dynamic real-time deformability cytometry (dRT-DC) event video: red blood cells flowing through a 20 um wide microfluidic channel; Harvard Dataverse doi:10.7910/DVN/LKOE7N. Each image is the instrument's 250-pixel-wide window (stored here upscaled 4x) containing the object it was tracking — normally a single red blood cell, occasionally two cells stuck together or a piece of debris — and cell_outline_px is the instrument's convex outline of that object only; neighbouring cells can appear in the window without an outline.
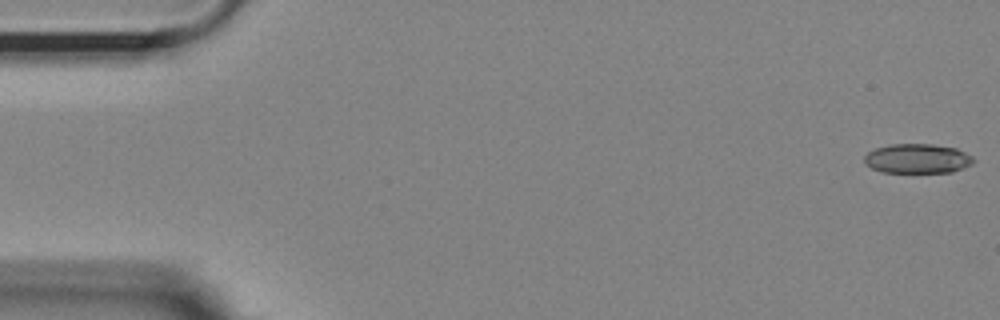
{"species": "Egyptian fruit bat (a non-hibernating species)", "species_latin": "Rousettus aegyptiacus", "temperature_condition": "room temperature", "stored_images_in_passage": 53, "camera_frame_rate_fps": 3000, "um_per_image_px": 0.085, "animal": {"sex": "female"}, "frame": {"image": 1, "passage_image": 1, "time_ms": 0.0, "image_size_px": [1000, 320], "cell_outline_px": [[976, 160], [972, 164], [952, 172], [884, 172], [872, 168], [864, 164], [864, 156], [868, 152], [876, 148], [888, 144], [932, 144], [956, 148], [972, 156]], "centroid_in_image_um": [77.97, 13.47], "position_along_channel_um": 7.0, "area_um2": 18.79}}
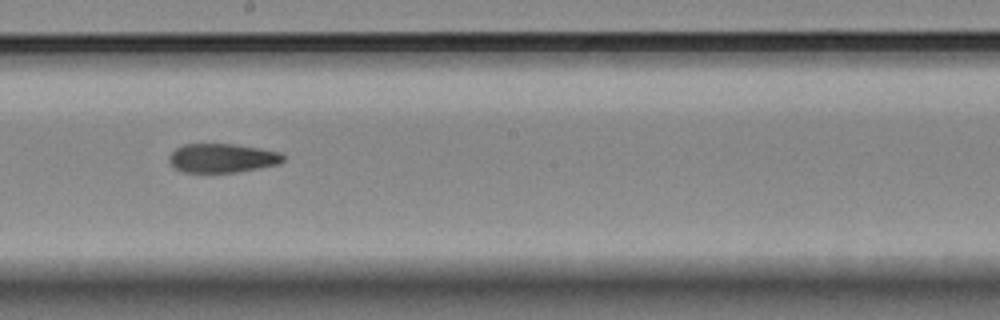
{"frame": {"image": 2, "passage_image": 30, "time_ms": 9.667, "image_size_px": [1000, 320], "cell_outline_px": [[284, 160], [280, 164], [236, 172], [184, 172], [176, 168], [168, 160], [168, 156], [176, 148], [184, 144], [236, 144], [260, 148], [280, 152], [284, 156]], "centroid_in_image_um": [18.9, 13.43], "position_along_channel_um": 229.3, "area_um2": 19.25}}
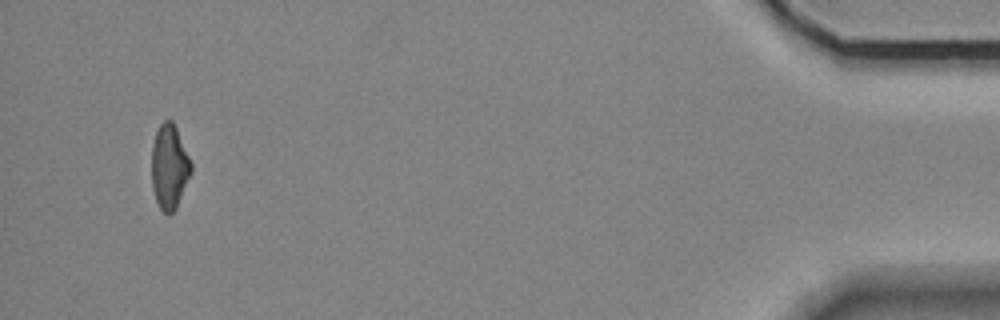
{"frame": {"image": 3, "passage_image": 52, "time_ms": 17.0, "image_size_px": [1000, 320], "cell_outline_px": [[192, 172], [176, 208], [168, 216], [160, 208], [156, 200], [152, 188], [152, 144], [156, 132], [160, 124], [164, 120], [172, 120], [176, 128], [192, 164]], "centroid_in_image_um": [14.39, 14.19], "position_along_channel_um": 420.8, "area_um2": 19.36}}